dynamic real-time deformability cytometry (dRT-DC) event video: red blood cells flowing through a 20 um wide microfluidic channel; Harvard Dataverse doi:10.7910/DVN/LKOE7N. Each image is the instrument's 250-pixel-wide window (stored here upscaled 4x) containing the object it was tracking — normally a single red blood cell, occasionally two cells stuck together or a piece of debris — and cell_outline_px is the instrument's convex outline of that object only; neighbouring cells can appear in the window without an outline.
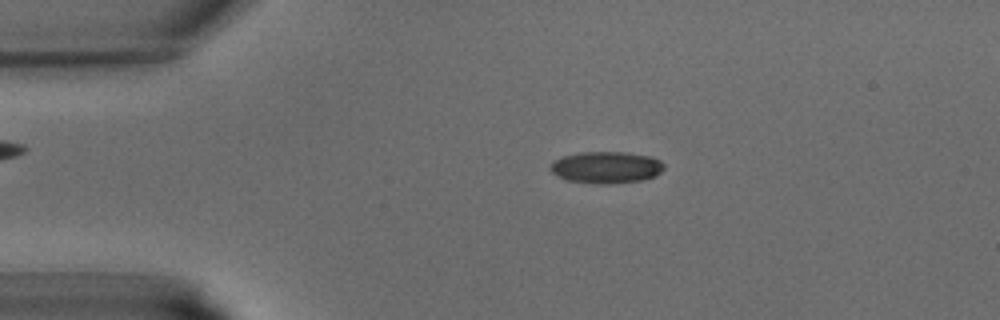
{"species": "common noctule bat (a hibernating species)", "species_latin": "Nyctalus noctula", "temperature_condition": "warm", "stored_images_in_passage": 41, "camera_frame_rate_fps": 3000, "um_per_image_px": 0.085, "animal": {"sex": "male", "body_mass_g": 15.6}, "frame": {"image": 1, "passage_image": 8, "time_ms": 2.333, "image_size_px": [1000, 320], "cell_outline_px": [[664, 168], [656, 176], [644, 180], [608, 184], [596, 184], [564, 180], [552, 172], [548, 168], [552, 160], [564, 156], [580, 152], [624, 152], [648, 156], [660, 160], [664, 164]], "centroid_in_image_um": [51.5, 14.24], "position_along_channel_um": 33.5, "area_um2": 21.27}}
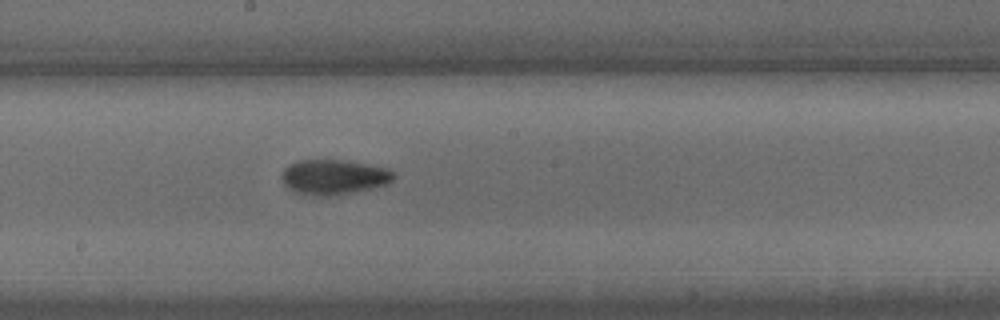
{"frame": {"image": 2, "passage_image": 22, "time_ms": 7.0, "image_size_px": [1000, 320], "cell_outline_px": [[396, 176], [388, 184], [372, 188], [328, 196], [324, 196], [292, 192], [284, 184], [280, 176], [284, 168], [288, 164], [300, 160], [344, 160], [388, 168], [396, 172]], "centroid_in_image_um": [28.37, 15.03], "position_along_channel_um": 219.8, "area_um2": 22.89}}
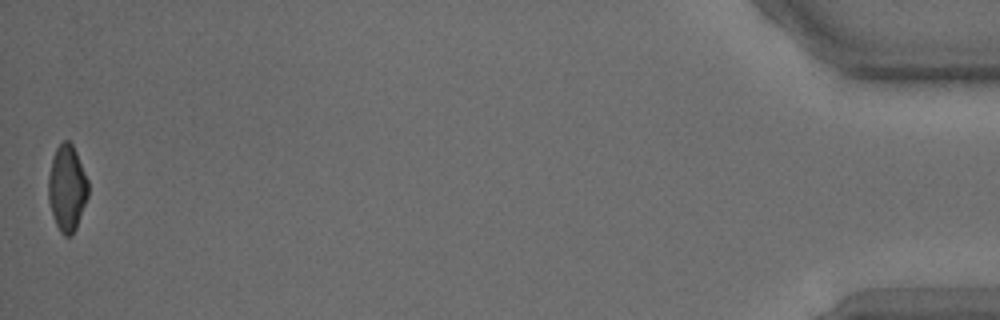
{"frame": {"image": 3, "passage_image": 41, "time_ms": 13.333, "image_size_px": [1000, 320], "cell_outline_px": [[88, 196], [76, 228], [72, 236], [64, 236], [60, 232], [56, 224], [48, 200], [48, 176], [52, 156], [56, 148], [64, 140], [68, 140], [72, 144], [76, 152], [88, 180]], "centroid_in_image_um": [5.69, 15.99], "position_along_channel_um": 429.5, "area_um2": 20.0}}